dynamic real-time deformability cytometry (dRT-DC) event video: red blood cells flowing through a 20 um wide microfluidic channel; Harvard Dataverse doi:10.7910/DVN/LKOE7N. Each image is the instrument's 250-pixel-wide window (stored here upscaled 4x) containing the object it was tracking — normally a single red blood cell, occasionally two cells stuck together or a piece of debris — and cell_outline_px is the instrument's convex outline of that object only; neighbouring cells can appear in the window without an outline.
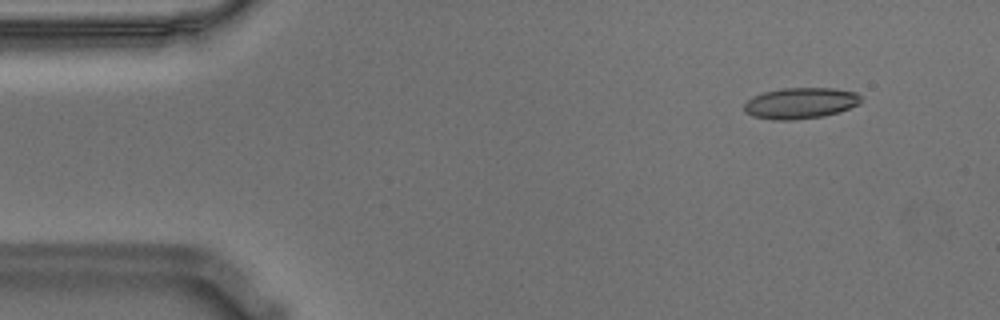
{"species": "Egyptian fruit bat (a non-hibernating species)", "species_latin": "Rousettus aegyptiacus", "temperature_condition": "warm", "stored_images_in_passage": 14, "camera_frame_rate_fps": 3000, "um_per_image_px": 0.085, "animal": {"sex": "male"}, "frame": {"image": 1, "passage_image": 5, "time_ms": 1.333, "image_size_px": [1000, 320], "cell_outline_px": [[864, 100], [848, 108], [824, 116], [788, 120], [772, 120], [752, 116], [744, 112], [744, 104], [752, 96], [764, 92], [780, 88], [832, 88], [856, 92]], "centroid_in_image_um": [67.99, 8.76], "position_along_channel_um": 17.0, "area_um2": 21.1}}